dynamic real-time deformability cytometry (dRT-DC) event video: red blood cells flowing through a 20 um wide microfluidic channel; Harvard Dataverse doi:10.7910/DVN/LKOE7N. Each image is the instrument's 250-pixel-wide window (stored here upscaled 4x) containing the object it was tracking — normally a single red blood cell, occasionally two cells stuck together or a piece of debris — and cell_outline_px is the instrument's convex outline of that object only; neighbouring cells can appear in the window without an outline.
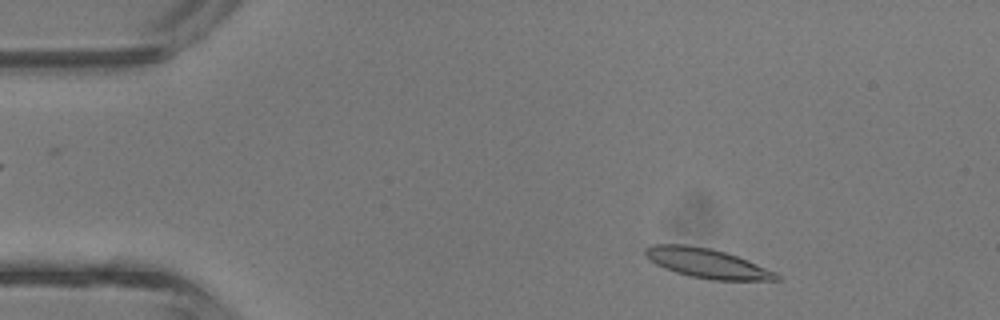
{"species": "common noctule bat (a hibernating species)", "species_latin": "Nyctalus noctula", "temperature_condition": "room temperature", "stored_images_in_passage": 39, "camera_frame_rate_fps": 3000, "um_per_image_px": 0.085, "animal": {"sex": "male", "body_mass_g": 13.3}, "frame": {"image": 1, "passage_image": 3, "time_ms": 0.667, "image_size_px": [1000, 320], "cell_outline_px": [[784, 280], [712, 280], [688, 276], [664, 268], [648, 260], [644, 256], [644, 248], [652, 244], [684, 244], [712, 248], [748, 260], [776, 272]], "centroid_in_image_um": [60.07, 22.37], "position_along_channel_um": 24.9, "area_um2": 22.77}}
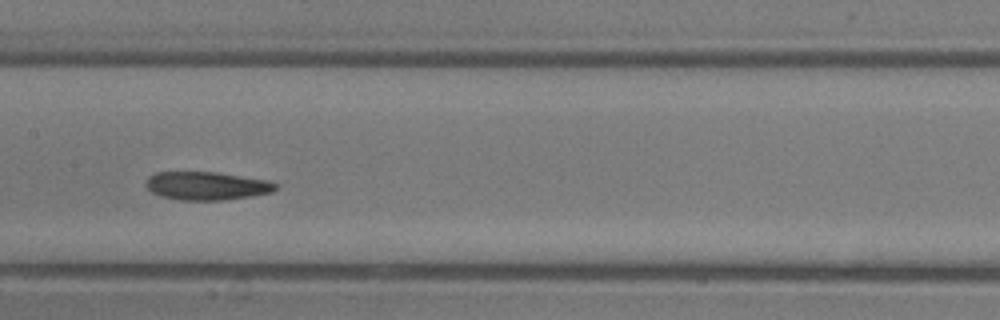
{"frame": {"image": 2, "passage_image": 18, "time_ms": 5.667, "image_size_px": [1000, 320], "cell_outline_px": [[280, 184], [272, 192], [252, 196], [224, 200], [180, 200], [160, 196], [152, 192], [144, 184], [148, 176], [156, 172], [216, 172], [268, 180]], "centroid_in_image_um": [17.57, 15.79], "position_along_channel_um": 189.8, "area_um2": 21.5}}
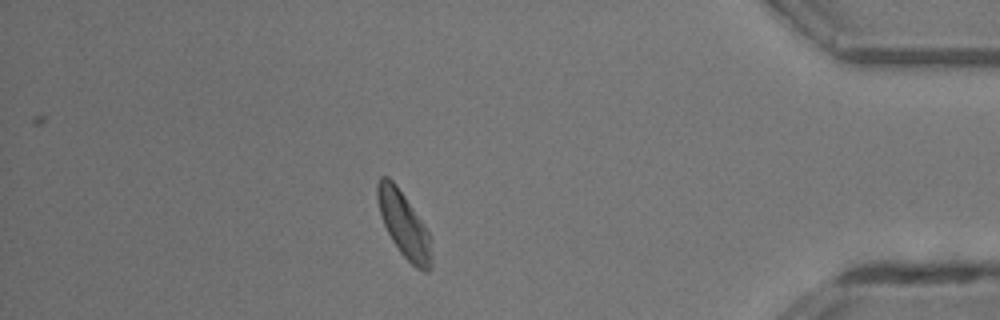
{"frame": {"image": 3, "passage_image": 34, "time_ms": 11.0, "image_size_px": [1000, 320], "cell_outline_px": [[432, 268], [428, 272], [424, 272], [416, 268], [400, 252], [392, 240], [384, 224], [380, 212], [376, 196], [376, 184], [380, 176], [388, 176], [396, 184], [424, 224], [432, 240]], "centroid_in_image_um": [34.36, 19.11], "position_along_channel_um": 400.8, "area_um2": 20.69}, "authors_computed_cell_mechanics": {"area_um2": 21.675, "velocity_mm_per_s": 4.7554, "shape_relaxation_time_tau1_ms": 2.0587, "shape_relaxation_time_tau2_ms": 2.1847, "deformation_change_tau1": 0.1138, "deformation_change_tau2": 0.0943}}